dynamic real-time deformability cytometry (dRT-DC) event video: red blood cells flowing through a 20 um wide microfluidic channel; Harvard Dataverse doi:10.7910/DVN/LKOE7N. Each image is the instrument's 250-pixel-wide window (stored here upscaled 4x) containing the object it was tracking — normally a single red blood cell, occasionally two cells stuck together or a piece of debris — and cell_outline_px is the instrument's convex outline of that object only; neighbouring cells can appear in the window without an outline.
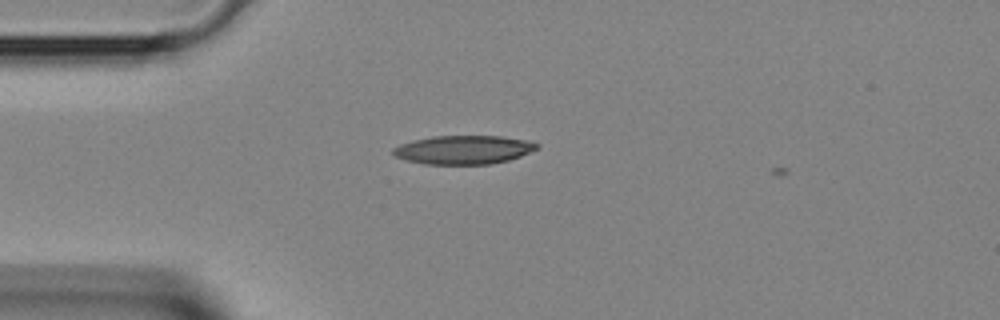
{"species": "Egyptian fruit bat (a non-hibernating species)", "species_latin": "Rousettus aegyptiacus", "temperature_condition": "room temperature", "stored_images_in_passage": 5, "camera_frame_rate_fps": 3000, "um_per_image_px": 0.085, "animal": {"sex": "female"}, "frame": {"image": 1, "passage_image": 4, "time_ms": 1.0, "image_size_px": [1000, 320], "cell_outline_px": [[540, 148], [520, 156], [508, 160], [488, 164], [424, 164], [404, 160], [392, 156], [392, 148], [400, 144], [412, 140], [432, 136], [504, 136], [532, 140], [540, 144]], "centroid_in_image_um": [39.41, 12.72], "position_along_channel_um": 45.6, "area_um2": 24.45}}